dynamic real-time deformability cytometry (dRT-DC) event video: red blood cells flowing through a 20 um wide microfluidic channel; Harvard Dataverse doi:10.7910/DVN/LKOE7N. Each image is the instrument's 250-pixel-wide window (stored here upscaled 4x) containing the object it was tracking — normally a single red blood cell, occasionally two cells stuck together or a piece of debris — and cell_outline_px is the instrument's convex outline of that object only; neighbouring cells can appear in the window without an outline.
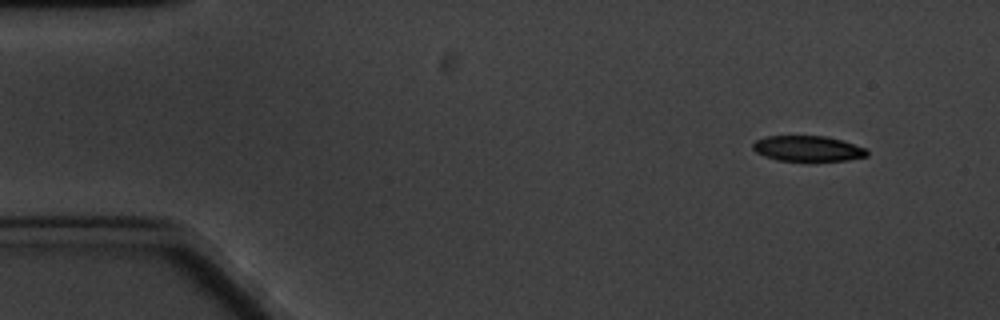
{"species": "common noctule bat (a hibernating species)", "species_latin": "Nyctalus noctula", "temperature_condition": "cold", "stored_images_in_passage": 6, "camera_frame_rate_fps": 3000, "um_per_image_px": 0.085, "animal": {"sex": "male", "body_mass_g": 20.1, "forearm_length_mm": 53.5}, "frame": {"image": 1, "passage_image": 2, "time_ms": 1.333, "image_size_px": [1000, 320], "cell_outline_px": [[868, 156], [848, 160], [816, 164], [808, 164], [776, 160], [764, 156], [756, 152], [752, 148], [752, 144], [756, 140], [768, 136], [824, 136], [844, 140], [864, 148], [868, 152]], "centroid_in_image_um": [68.68, 12.69], "position_along_channel_um": 16.3, "area_um2": 17.98}}
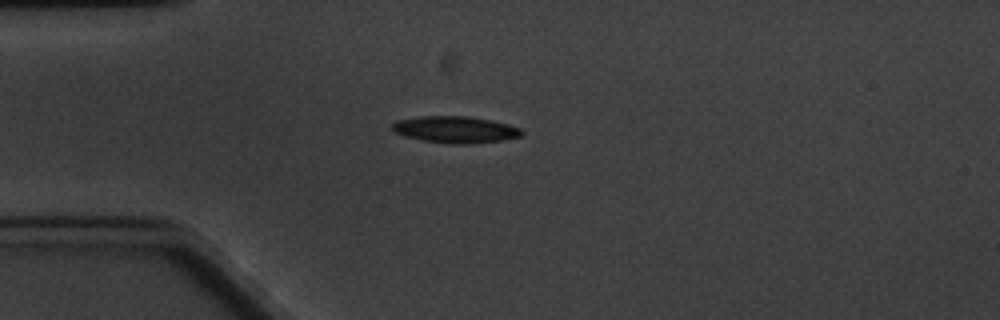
{"frame": {"image": 2, "passage_image": 5, "time_ms": 4.667, "image_size_px": [1000, 320], "cell_outline_px": [[524, 132], [520, 136], [504, 140], [468, 144], [452, 144], [424, 140], [404, 136], [392, 132], [392, 124], [396, 120], [420, 116], [468, 116], [492, 120], [508, 124], [520, 128]], "centroid_in_image_um": [38.69, 11.01], "position_along_channel_um": 46.3, "area_um2": 20.23}}